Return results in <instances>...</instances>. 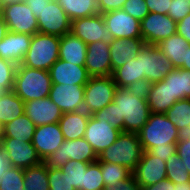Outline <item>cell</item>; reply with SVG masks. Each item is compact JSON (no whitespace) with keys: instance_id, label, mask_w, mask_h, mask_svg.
<instances>
[{"instance_id":"1f68e13d","label":"cell","mask_w":190,"mask_h":190,"mask_svg":"<svg viewBox=\"0 0 190 190\" xmlns=\"http://www.w3.org/2000/svg\"><path fill=\"white\" fill-rule=\"evenodd\" d=\"M164 114L182 135L189 134L190 99L186 98L176 101Z\"/></svg>"},{"instance_id":"bcb514c9","label":"cell","mask_w":190,"mask_h":190,"mask_svg":"<svg viewBox=\"0 0 190 190\" xmlns=\"http://www.w3.org/2000/svg\"><path fill=\"white\" fill-rule=\"evenodd\" d=\"M151 87H152V83L144 78L136 82H133L126 88L134 96L139 97L141 99H147L150 94Z\"/></svg>"},{"instance_id":"277c9868","label":"cell","mask_w":190,"mask_h":190,"mask_svg":"<svg viewBox=\"0 0 190 190\" xmlns=\"http://www.w3.org/2000/svg\"><path fill=\"white\" fill-rule=\"evenodd\" d=\"M142 154L143 148L138 134L121 132L112 145L97 155V161L120 164L133 172Z\"/></svg>"},{"instance_id":"603a6c76","label":"cell","mask_w":190,"mask_h":190,"mask_svg":"<svg viewBox=\"0 0 190 190\" xmlns=\"http://www.w3.org/2000/svg\"><path fill=\"white\" fill-rule=\"evenodd\" d=\"M32 35L8 31L0 41V58L21 64L26 55Z\"/></svg>"},{"instance_id":"f5cc1de1","label":"cell","mask_w":190,"mask_h":190,"mask_svg":"<svg viewBox=\"0 0 190 190\" xmlns=\"http://www.w3.org/2000/svg\"><path fill=\"white\" fill-rule=\"evenodd\" d=\"M51 0H24V2L31 8L34 15L39 17L42 9L48 4Z\"/></svg>"},{"instance_id":"db71d44e","label":"cell","mask_w":190,"mask_h":190,"mask_svg":"<svg viewBox=\"0 0 190 190\" xmlns=\"http://www.w3.org/2000/svg\"><path fill=\"white\" fill-rule=\"evenodd\" d=\"M174 183L167 178L162 181L157 182L156 184L149 185L146 187H141V190H173Z\"/></svg>"},{"instance_id":"4316f807","label":"cell","mask_w":190,"mask_h":190,"mask_svg":"<svg viewBox=\"0 0 190 190\" xmlns=\"http://www.w3.org/2000/svg\"><path fill=\"white\" fill-rule=\"evenodd\" d=\"M151 113L164 114L177 101L172 96L168 83L164 80L152 83L150 94L146 99Z\"/></svg>"},{"instance_id":"7dc6e473","label":"cell","mask_w":190,"mask_h":190,"mask_svg":"<svg viewBox=\"0 0 190 190\" xmlns=\"http://www.w3.org/2000/svg\"><path fill=\"white\" fill-rule=\"evenodd\" d=\"M148 152L155 156V157H159L160 159H162L163 161L166 162V160H168L173 154L177 153L176 150V143H172L167 147H153L151 149L148 150Z\"/></svg>"},{"instance_id":"9a60e30c","label":"cell","mask_w":190,"mask_h":190,"mask_svg":"<svg viewBox=\"0 0 190 190\" xmlns=\"http://www.w3.org/2000/svg\"><path fill=\"white\" fill-rule=\"evenodd\" d=\"M106 28L113 39L142 38L140 21L126 13L123 9L102 14Z\"/></svg>"},{"instance_id":"2e32d148","label":"cell","mask_w":190,"mask_h":190,"mask_svg":"<svg viewBox=\"0 0 190 190\" xmlns=\"http://www.w3.org/2000/svg\"><path fill=\"white\" fill-rule=\"evenodd\" d=\"M85 85L52 83L49 98L63 113L83 110Z\"/></svg>"},{"instance_id":"6125c7cd","label":"cell","mask_w":190,"mask_h":190,"mask_svg":"<svg viewBox=\"0 0 190 190\" xmlns=\"http://www.w3.org/2000/svg\"><path fill=\"white\" fill-rule=\"evenodd\" d=\"M3 5V0H0V7Z\"/></svg>"},{"instance_id":"ba28073f","label":"cell","mask_w":190,"mask_h":190,"mask_svg":"<svg viewBox=\"0 0 190 190\" xmlns=\"http://www.w3.org/2000/svg\"><path fill=\"white\" fill-rule=\"evenodd\" d=\"M0 13L8 31L32 36L38 32L37 18L24 1L3 4Z\"/></svg>"},{"instance_id":"5bb4252c","label":"cell","mask_w":190,"mask_h":190,"mask_svg":"<svg viewBox=\"0 0 190 190\" xmlns=\"http://www.w3.org/2000/svg\"><path fill=\"white\" fill-rule=\"evenodd\" d=\"M121 130L113 127L103 119L90 115L84 138L92 146L96 155L112 145L121 134Z\"/></svg>"},{"instance_id":"836d02e7","label":"cell","mask_w":190,"mask_h":190,"mask_svg":"<svg viewBox=\"0 0 190 190\" xmlns=\"http://www.w3.org/2000/svg\"><path fill=\"white\" fill-rule=\"evenodd\" d=\"M112 78L117 87L126 88L133 82L144 79V74H141L140 58L129 60L123 66L115 69L112 73Z\"/></svg>"},{"instance_id":"7a4b0ae2","label":"cell","mask_w":190,"mask_h":190,"mask_svg":"<svg viewBox=\"0 0 190 190\" xmlns=\"http://www.w3.org/2000/svg\"><path fill=\"white\" fill-rule=\"evenodd\" d=\"M51 86L49 71L17 66L12 90L24 102L49 97Z\"/></svg>"},{"instance_id":"681fc988","label":"cell","mask_w":190,"mask_h":190,"mask_svg":"<svg viewBox=\"0 0 190 190\" xmlns=\"http://www.w3.org/2000/svg\"><path fill=\"white\" fill-rule=\"evenodd\" d=\"M103 190H141V187L132 174L129 178L120 181L117 185L106 186Z\"/></svg>"},{"instance_id":"8fae6325","label":"cell","mask_w":190,"mask_h":190,"mask_svg":"<svg viewBox=\"0 0 190 190\" xmlns=\"http://www.w3.org/2000/svg\"><path fill=\"white\" fill-rule=\"evenodd\" d=\"M38 32L62 37L71 32V20L56 0H51L37 17Z\"/></svg>"},{"instance_id":"9c48e42d","label":"cell","mask_w":190,"mask_h":190,"mask_svg":"<svg viewBox=\"0 0 190 190\" xmlns=\"http://www.w3.org/2000/svg\"><path fill=\"white\" fill-rule=\"evenodd\" d=\"M136 58H140L141 74L151 83L162 81L173 69L157 45H145Z\"/></svg>"},{"instance_id":"5b68a950","label":"cell","mask_w":190,"mask_h":190,"mask_svg":"<svg viewBox=\"0 0 190 190\" xmlns=\"http://www.w3.org/2000/svg\"><path fill=\"white\" fill-rule=\"evenodd\" d=\"M59 45V36L37 32L32 36L30 47L21 65L49 71L59 59Z\"/></svg>"},{"instance_id":"484cf974","label":"cell","mask_w":190,"mask_h":190,"mask_svg":"<svg viewBox=\"0 0 190 190\" xmlns=\"http://www.w3.org/2000/svg\"><path fill=\"white\" fill-rule=\"evenodd\" d=\"M188 46L190 44L187 40L177 33L157 44L162 54L170 60L173 68H180L183 65Z\"/></svg>"},{"instance_id":"9f6ffc18","label":"cell","mask_w":190,"mask_h":190,"mask_svg":"<svg viewBox=\"0 0 190 190\" xmlns=\"http://www.w3.org/2000/svg\"><path fill=\"white\" fill-rule=\"evenodd\" d=\"M8 33V27L0 13V41L6 36Z\"/></svg>"},{"instance_id":"e575fe53","label":"cell","mask_w":190,"mask_h":190,"mask_svg":"<svg viewBox=\"0 0 190 190\" xmlns=\"http://www.w3.org/2000/svg\"><path fill=\"white\" fill-rule=\"evenodd\" d=\"M89 164V162L68 160L66 164L60 168L75 190H84V173Z\"/></svg>"},{"instance_id":"c3c4849f","label":"cell","mask_w":190,"mask_h":190,"mask_svg":"<svg viewBox=\"0 0 190 190\" xmlns=\"http://www.w3.org/2000/svg\"><path fill=\"white\" fill-rule=\"evenodd\" d=\"M172 0H145L150 13L168 14Z\"/></svg>"},{"instance_id":"ab89813d","label":"cell","mask_w":190,"mask_h":190,"mask_svg":"<svg viewBox=\"0 0 190 190\" xmlns=\"http://www.w3.org/2000/svg\"><path fill=\"white\" fill-rule=\"evenodd\" d=\"M17 64L0 58V89L9 91L13 89Z\"/></svg>"},{"instance_id":"44dd1931","label":"cell","mask_w":190,"mask_h":190,"mask_svg":"<svg viewBox=\"0 0 190 190\" xmlns=\"http://www.w3.org/2000/svg\"><path fill=\"white\" fill-rule=\"evenodd\" d=\"M51 81L55 84L85 85L90 76L85 66H79L58 59L49 70Z\"/></svg>"},{"instance_id":"8d00e7d4","label":"cell","mask_w":190,"mask_h":190,"mask_svg":"<svg viewBox=\"0 0 190 190\" xmlns=\"http://www.w3.org/2000/svg\"><path fill=\"white\" fill-rule=\"evenodd\" d=\"M184 164L177 153L166 160L167 179L174 184L189 182L190 174L187 172V168H185Z\"/></svg>"},{"instance_id":"d590c367","label":"cell","mask_w":190,"mask_h":190,"mask_svg":"<svg viewBox=\"0 0 190 190\" xmlns=\"http://www.w3.org/2000/svg\"><path fill=\"white\" fill-rule=\"evenodd\" d=\"M100 168L105 187L117 185L133 174L127 167L113 162H100Z\"/></svg>"},{"instance_id":"83f0119b","label":"cell","mask_w":190,"mask_h":190,"mask_svg":"<svg viewBox=\"0 0 190 190\" xmlns=\"http://www.w3.org/2000/svg\"><path fill=\"white\" fill-rule=\"evenodd\" d=\"M63 8L69 19L91 17L100 14L99 0H56Z\"/></svg>"},{"instance_id":"3957f363","label":"cell","mask_w":190,"mask_h":190,"mask_svg":"<svg viewBox=\"0 0 190 190\" xmlns=\"http://www.w3.org/2000/svg\"><path fill=\"white\" fill-rule=\"evenodd\" d=\"M143 151L159 146L167 147L177 143L181 138V132L162 113H150L147 123L137 133Z\"/></svg>"},{"instance_id":"91938a15","label":"cell","mask_w":190,"mask_h":190,"mask_svg":"<svg viewBox=\"0 0 190 190\" xmlns=\"http://www.w3.org/2000/svg\"><path fill=\"white\" fill-rule=\"evenodd\" d=\"M4 136V125L0 122V145Z\"/></svg>"},{"instance_id":"11a10c76","label":"cell","mask_w":190,"mask_h":190,"mask_svg":"<svg viewBox=\"0 0 190 190\" xmlns=\"http://www.w3.org/2000/svg\"><path fill=\"white\" fill-rule=\"evenodd\" d=\"M8 158L4 150L0 147V178L3 177L2 174L10 167Z\"/></svg>"},{"instance_id":"f1b7e54d","label":"cell","mask_w":190,"mask_h":190,"mask_svg":"<svg viewBox=\"0 0 190 190\" xmlns=\"http://www.w3.org/2000/svg\"><path fill=\"white\" fill-rule=\"evenodd\" d=\"M25 113V102L13 90L0 94V122L5 125Z\"/></svg>"},{"instance_id":"6f0895ef","label":"cell","mask_w":190,"mask_h":190,"mask_svg":"<svg viewBox=\"0 0 190 190\" xmlns=\"http://www.w3.org/2000/svg\"><path fill=\"white\" fill-rule=\"evenodd\" d=\"M180 69H185L190 71V46L186 48L185 60Z\"/></svg>"},{"instance_id":"6da1fadb","label":"cell","mask_w":190,"mask_h":190,"mask_svg":"<svg viewBox=\"0 0 190 190\" xmlns=\"http://www.w3.org/2000/svg\"><path fill=\"white\" fill-rule=\"evenodd\" d=\"M113 102L119 112V130L138 133L147 123L150 108L146 99L134 96L127 88L118 87Z\"/></svg>"},{"instance_id":"f6af8a7d","label":"cell","mask_w":190,"mask_h":190,"mask_svg":"<svg viewBox=\"0 0 190 190\" xmlns=\"http://www.w3.org/2000/svg\"><path fill=\"white\" fill-rule=\"evenodd\" d=\"M177 154L190 174V134H183L176 143Z\"/></svg>"},{"instance_id":"f546056e","label":"cell","mask_w":190,"mask_h":190,"mask_svg":"<svg viewBox=\"0 0 190 190\" xmlns=\"http://www.w3.org/2000/svg\"><path fill=\"white\" fill-rule=\"evenodd\" d=\"M169 85L172 96L175 99H190V71L180 68H173L163 79Z\"/></svg>"},{"instance_id":"f35d334b","label":"cell","mask_w":190,"mask_h":190,"mask_svg":"<svg viewBox=\"0 0 190 190\" xmlns=\"http://www.w3.org/2000/svg\"><path fill=\"white\" fill-rule=\"evenodd\" d=\"M104 188L100 161L90 163L84 173V190H103Z\"/></svg>"},{"instance_id":"7bdbcfd3","label":"cell","mask_w":190,"mask_h":190,"mask_svg":"<svg viewBox=\"0 0 190 190\" xmlns=\"http://www.w3.org/2000/svg\"><path fill=\"white\" fill-rule=\"evenodd\" d=\"M93 116L96 119H103L113 127L119 129V112L117 105L114 102H111L102 110L95 112Z\"/></svg>"},{"instance_id":"d6a6232c","label":"cell","mask_w":190,"mask_h":190,"mask_svg":"<svg viewBox=\"0 0 190 190\" xmlns=\"http://www.w3.org/2000/svg\"><path fill=\"white\" fill-rule=\"evenodd\" d=\"M48 166L41 162L24 169V190H50Z\"/></svg>"},{"instance_id":"680465c9","label":"cell","mask_w":190,"mask_h":190,"mask_svg":"<svg viewBox=\"0 0 190 190\" xmlns=\"http://www.w3.org/2000/svg\"><path fill=\"white\" fill-rule=\"evenodd\" d=\"M173 190H190V181L183 184H174Z\"/></svg>"},{"instance_id":"4dcf8cb0","label":"cell","mask_w":190,"mask_h":190,"mask_svg":"<svg viewBox=\"0 0 190 190\" xmlns=\"http://www.w3.org/2000/svg\"><path fill=\"white\" fill-rule=\"evenodd\" d=\"M35 129L36 125L24 113L4 125L3 137H13L21 141L32 142Z\"/></svg>"},{"instance_id":"d4e9b609","label":"cell","mask_w":190,"mask_h":190,"mask_svg":"<svg viewBox=\"0 0 190 190\" xmlns=\"http://www.w3.org/2000/svg\"><path fill=\"white\" fill-rule=\"evenodd\" d=\"M90 115L82 110L78 112L63 113L59 126L65 140L83 138Z\"/></svg>"},{"instance_id":"b9f144b4","label":"cell","mask_w":190,"mask_h":190,"mask_svg":"<svg viewBox=\"0 0 190 190\" xmlns=\"http://www.w3.org/2000/svg\"><path fill=\"white\" fill-rule=\"evenodd\" d=\"M122 9L139 21L150 13L145 0H127Z\"/></svg>"},{"instance_id":"d6986e66","label":"cell","mask_w":190,"mask_h":190,"mask_svg":"<svg viewBox=\"0 0 190 190\" xmlns=\"http://www.w3.org/2000/svg\"><path fill=\"white\" fill-rule=\"evenodd\" d=\"M85 68L90 77L112 76L110 45L103 41L87 44Z\"/></svg>"},{"instance_id":"e0dca14e","label":"cell","mask_w":190,"mask_h":190,"mask_svg":"<svg viewBox=\"0 0 190 190\" xmlns=\"http://www.w3.org/2000/svg\"><path fill=\"white\" fill-rule=\"evenodd\" d=\"M65 141L59 123L36 126L32 144L42 161L53 154Z\"/></svg>"},{"instance_id":"60d3db41","label":"cell","mask_w":190,"mask_h":190,"mask_svg":"<svg viewBox=\"0 0 190 190\" xmlns=\"http://www.w3.org/2000/svg\"><path fill=\"white\" fill-rule=\"evenodd\" d=\"M50 190H75L60 168L48 166Z\"/></svg>"},{"instance_id":"94428289","label":"cell","mask_w":190,"mask_h":190,"mask_svg":"<svg viewBox=\"0 0 190 190\" xmlns=\"http://www.w3.org/2000/svg\"><path fill=\"white\" fill-rule=\"evenodd\" d=\"M24 0H3V4H9V3H14V2H20Z\"/></svg>"},{"instance_id":"ffe728a7","label":"cell","mask_w":190,"mask_h":190,"mask_svg":"<svg viewBox=\"0 0 190 190\" xmlns=\"http://www.w3.org/2000/svg\"><path fill=\"white\" fill-rule=\"evenodd\" d=\"M25 114L36 126H40L59 122L63 112L49 97H46L25 102Z\"/></svg>"},{"instance_id":"52a82bcc","label":"cell","mask_w":190,"mask_h":190,"mask_svg":"<svg viewBox=\"0 0 190 190\" xmlns=\"http://www.w3.org/2000/svg\"><path fill=\"white\" fill-rule=\"evenodd\" d=\"M68 160L93 163L97 161V155L83 137L75 140H65L44 162L49 167L61 168Z\"/></svg>"},{"instance_id":"7c38bea8","label":"cell","mask_w":190,"mask_h":190,"mask_svg":"<svg viewBox=\"0 0 190 190\" xmlns=\"http://www.w3.org/2000/svg\"><path fill=\"white\" fill-rule=\"evenodd\" d=\"M0 147L6 153L12 167L26 169L43 162L32 142L21 141L13 137H3Z\"/></svg>"},{"instance_id":"f907efd6","label":"cell","mask_w":190,"mask_h":190,"mask_svg":"<svg viewBox=\"0 0 190 190\" xmlns=\"http://www.w3.org/2000/svg\"><path fill=\"white\" fill-rule=\"evenodd\" d=\"M100 1V14L119 10L123 8L124 3L127 0H99Z\"/></svg>"},{"instance_id":"cb8c5ba5","label":"cell","mask_w":190,"mask_h":190,"mask_svg":"<svg viewBox=\"0 0 190 190\" xmlns=\"http://www.w3.org/2000/svg\"><path fill=\"white\" fill-rule=\"evenodd\" d=\"M87 44L72 32L60 37L59 59L79 66H85Z\"/></svg>"},{"instance_id":"ac0fdd59","label":"cell","mask_w":190,"mask_h":190,"mask_svg":"<svg viewBox=\"0 0 190 190\" xmlns=\"http://www.w3.org/2000/svg\"><path fill=\"white\" fill-rule=\"evenodd\" d=\"M166 172L165 161L143 151L133 175L140 187H146L167 178Z\"/></svg>"},{"instance_id":"4fadbf2b","label":"cell","mask_w":190,"mask_h":190,"mask_svg":"<svg viewBox=\"0 0 190 190\" xmlns=\"http://www.w3.org/2000/svg\"><path fill=\"white\" fill-rule=\"evenodd\" d=\"M71 32L86 44L97 41L110 44L113 40L110 31L105 26L102 14L72 20Z\"/></svg>"},{"instance_id":"ee69618b","label":"cell","mask_w":190,"mask_h":190,"mask_svg":"<svg viewBox=\"0 0 190 190\" xmlns=\"http://www.w3.org/2000/svg\"><path fill=\"white\" fill-rule=\"evenodd\" d=\"M190 13V0H172L168 14L174 21L180 22Z\"/></svg>"},{"instance_id":"30bf717a","label":"cell","mask_w":190,"mask_h":190,"mask_svg":"<svg viewBox=\"0 0 190 190\" xmlns=\"http://www.w3.org/2000/svg\"><path fill=\"white\" fill-rule=\"evenodd\" d=\"M177 22L169 15L149 13L140 21L142 39L146 45H157L162 40L176 34Z\"/></svg>"},{"instance_id":"7402d4cb","label":"cell","mask_w":190,"mask_h":190,"mask_svg":"<svg viewBox=\"0 0 190 190\" xmlns=\"http://www.w3.org/2000/svg\"><path fill=\"white\" fill-rule=\"evenodd\" d=\"M109 45L113 73L115 69L136 58L146 43L142 38H119L113 39Z\"/></svg>"},{"instance_id":"816d5d0a","label":"cell","mask_w":190,"mask_h":190,"mask_svg":"<svg viewBox=\"0 0 190 190\" xmlns=\"http://www.w3.org/2000/svg\"><path fill=\"white\" fill-rule=\"evenodd\" d=\"M176 33L183 36L190 44V13L180 22H177Z\"/></svg>"},{"instance_id":"74e56055","label":"cell","mask_w":190,"mask_h":190,"mask_svg":"<svg viewBox=\"0 0 190 190\" xmlns=\"http://www.w3.org/2000/svg\"><path fill=\"white\" fill-rule=\"evenodd\" d=\"M0 178V190H24V170L10 166Z\"/></svg>"},{"instance_id":"8992f818","label":"cell","mask_w":190,"mask_h":190,"mask_svg":"<svg viewBox=\"0 0 190 190\" xmlns=\"http://www.w3.org/2000/svg\"><path fill=\"white\" fill-rule=\"evenodd\" d=\"M112 76L90 77L84 88L83 110L89 115L113 102L117 90Z\"/></svg>"}]
</instances>
